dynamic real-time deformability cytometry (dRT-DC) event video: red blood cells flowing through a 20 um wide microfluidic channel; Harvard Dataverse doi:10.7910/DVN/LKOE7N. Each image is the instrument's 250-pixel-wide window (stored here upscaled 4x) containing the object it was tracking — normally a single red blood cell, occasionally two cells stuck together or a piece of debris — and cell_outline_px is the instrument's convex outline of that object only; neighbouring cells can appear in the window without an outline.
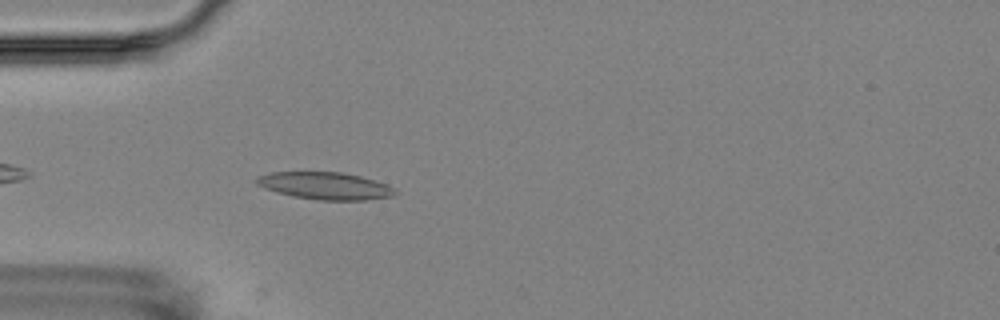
{"species": "Egyptian fruit bat (a non-hibernating species)", "species_latin": "Rousettus aegyptiacus", "temperature_condition": "room temperature", "stored_images_in_passage": 1, "camera_frame_rate_fps": 3000, "um_per_image_px": 0.085, "animal": {"sex": "female"}, "frame": {"image": 1, "passage_image": 1, "time_ms": 0.0, "image_size_px": [1000, 320], "cell_outline_px": [[396, 192], [392, 196], [364, 200], [320, 200], [292, 196], [276, 192], [264, 188], [256, 184], [256, 176], [272, 172], [344, 172], [360, 176], [388, 184], [396, 188]], "centroid_in_image_um": [27.64, 15.79], "position_along_channel_um": 57.4, "area_um2": 22.08}}